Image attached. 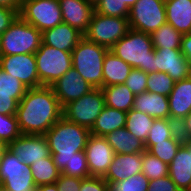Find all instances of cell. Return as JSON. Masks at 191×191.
<instances>
[{"instance_id":"obj_1","label":"cell","mask_w":191,"mask_h":191,"mask_svg":"<svg viewBox=\"0 0 191 191\" xmlns=\"http://www.w3.org/2000/svg\"><path fill=\"white\" fill-rule=\"evenodd\" d=\"M62 116L63 108L51 86L27 89L16 111L21 134L44 135Z\"/></svg>"},{"instance_id":"obj_2","label":"cell","mask_w":191,"mask_h":191,"mask_svg":"<svg viewBox=\"0 0 191 191\" xmlns=\"http://www.w3.org/2000/svg\"><path fill=\"white\" fill-rule=\"evenodd\" d=\"M53 161L60 172L84 151L90 130L66 120L63 116L44 134Z\"/></svg>"},{"instance_id":"obj_3","label":"cell","mask_w":191,"mask_h":191,"mask_svg":"<svg viewBox=\"0 0 191 191\" xmlns=\"http://www.w3.org/2000/svg\"><path fill=\"white\" fill-rule=\"evenodd\" d=\"M110 51L132 68L148 74L155 72V49L150 34L130 29Z\"/></svg>"},{"instance_id":"obj_4","label":"cell","mask_w":191,"mask_h":191,"mask_svg":"<svg viewBox=\"0 0 191 191\" xmlns=\"http://www.w3.org/2000/svg\"><path fill=\"white\" fill-rule=\"evenodd\" d=\"M109 50L83 37L71 52L72 67L93 88L103 87V61Z\"/></svg>"},{"instance_id":"obj_5","label":"cell","mask_w":191,"mask_h":191,"mask_svg":"<svg viewBox=\"0 0 191 191\" xmlns=\"http://www.w3.org/2000/svg\"><path fill=\"white\" fill-rule=\"evenodd\" d=\"M0 38L1 56L34 54L42 44V32L19 16Z\"/></svg>"},{"instance_id":"obj_6","label":"cell","mask_w":191,"mask_h":191,"mask_svg":"<svg viewBox=\"0 0 191 191\" xmlns=\"http://www.w3.org/2000/svg\"><path fill=\"white\" fill-rule=\"evenodd\" d=\"M41 86H51L72 67L71 52L41 44L34 53Z\"/></svg>"},{"instance_id":"obj_7","label":"cell","mask_w":191,"mask_h":191,"mask_svg":"<svg viewBox=\"0 0 191 191\" xmlns=\"http://www.w3.org/2000/svg\"><path fill=\"white\" fill-rule=\"evenodd\" d=\"M129 30L128 18L105 16L94 11L84 37L91 42L110 49Z\"/></svg>"},{"instance_id":"obj_8","label":"cell","mask_w":191,"mask_h":191,"mask_svg":"<svg viewBox=\"0 0 191 191\" xmlns=\"http://www.w3.org/2000/svg\"><path fill=\"white\" fill-rule=\"evenodd\" d=\"M0 185L8 191H35L30 165L25 164L8 148L0 159Z\"/></svg>"},{"instance_id":"obj_9","label":"cell","mask_w":191,"mask_h":191,"mask_svg":"<svg viewBox=\"0 0 191 191\" xmlns=\"http://www.w3.org/2000/svg\"><path fill=\"white\" fill-rule=\"evenodd\" d=\"M105 106L102 89L94 88L63 107V117L89 130Z\"/></svg>"},{"instance_id":"obj_10","label":"cell","mask_w":191,"mask_h":191,"mask_svg":"<svg viewBox=\"0 0 191 191\" xmlns=\"http://www.w3.org/2000/svg\"><path fill=\"white\" fill-rule=\"evenodd\" d=\"M18 15L40 32L63 23L59 0H23Z\"/></svg>"},{"instance_id":"obj_11","label":"cell","mask_w":191,"mask_h":191,"mask_svg":"<svg viewBox=\"0 0 191 191\" xmlns=\"http://www.w3.org/2000/svg\"><path fill=\"white\" fill-rule=\"evenodd\" d=\"M130 29L152 34L167 23L165 0H138L129 10Z\"/></svg>"},{"instance_id":"obj_12","label":"cell","mask_w":191,"mask_h":191,"mask_svg":"<svg viewBox=\"0 0 191 191\" xmlns=\"http://www.w3.org/2000/svg\"><path fill=\"white\" fill-rule=\"evenodd\" d=\"M0 68L20 80L28 89L41 86L34 54L0 56Z\"/></svg>"},{"instance_id":"obj_13","label":"cell","mask_w":191,"mask_h":191,"mask_svg":"<svg viewBox=\"0 0 191 191\" xmlns=\"http://www.w3.org/2000/svg\"><path fill=\"white\" fill-rule=\"evenodd\" d=\"M86 159L91 177H104L115 152L105 137L90 134L85 147Z\"/></svg>"},{"instance_id":"obj_14","label":"cell","mask_w":191,"mask_h":191,"mask_svg":"<svg viewBox=\"0 0 191 191\" xmlns=\"http://www.w3.org/2000/svg\"><path fill=\"white\" fill-rule=\"evenodd\" d=\"M8 149L27 165L51 155L44 135L21 134L8 145Z\"/></svg>"},{"instance_id":"obj_15","label":"cell","mask_w":191,"mask_h":191,"mask_svg":"<svg viewBox=\"0 0 191 191\" xmlns=\"http://www.w3.org/2000/svg\"><path fill=\"white\" fill-rule=\"evenodd\" d=\"M51 87L62 108L94 89L73 67L52 84Z\"/></svg>"},{"instance_id":"obj_16","label":"cell","mask_w":191,"mask_h":191,"mask_svg":"<svg viewBox=\"0 0 191 191\" xmlns=\"http://www.w3.org/2000/svg\"><path fill=\"white\" fill-rule=\"evenodd\" d=\"M155 72L167 73L174 81L191 77V65L180 49H155Z\"/></svg>"},{"instance_id":"obj_17","label":"cell","mask_w":191,"mask_h":191,"mask_svg":"<svg viewBox=\"0 0 191 191\" xmlns=\"http://www.w3.org/2000/svg\"><path fill=\"white\" fill-rule=\"evenodd\" d=\"M63 23L85 33L89 27L94 7L87 0H59Z\"/></svg>"},{"instance_id":"obj_18","label":"cell","mask_w":191,"mask_h":191,"mask_svg":"<svg viewBox=\"0 0 191 191\" xmlns=\"http://www.w3.org/2000/svg\"><path fill=\"white\" fill-rule=\"evenodd\" d=\"M84 37L78 29L61 23L42 32V43L62 51L72 52Z\"/></svg>"},{"instance_id":"obj_19","label":"cell","mask_w":191,"mask_h":191,"mask_svg":"<svg viewBox=\"0 0 191 191\" xmlns=\"http://www.w3.org/2000/svg\"><path fill=\"white\" fill-rule=\"evenodd\" d=\"M142 172V153L115 154L103 179L118 182Z\"/></svg>"},{"instance_id":"obj_20","label":"cell","mask_w":191,"mask_h":191,"mask_svg":"<svg viewBox=\"0 0 191 191\" xmlns=\"http://www.w3.org/2000/svg\"><path fill=\"white\" fill-rule=\"evenodd\" d=\"M168 102L170 119L179 124L191 113V77L175 81Z\"/></svg>"},{"instance_id":"obj_21","label":"cell","mask_w":191,"mask_h":191,"mask_svg":"<svg viewBox=\"0 0 191 191\" xmlns=\"http://www.w3.org/2000/svg\"><path fill=\"white\" fill-rule=\"evenodd\" d=\"M169 177L181 191H191V150L183 143L169 164Z\"/></svg>"},{"instance_id":"obj_22","label":"cell","mask_w":191,"mask_h":191,"mask_svg":"<svg viewBox=\"0 0 191 191\" xmlns=\"http://www.w3.org/2000/svg\"><path fill=\"white\" fill-rule=\"evenodd\" d=\"M133 109L148 114L154 119H170L168 97L144 92L134 96Z\"/></svg>"},{"instance_id":"obj_23","label":"cell","mask_w":191,"mask_h":191,"mask_svg":"<svg viewBox=\"0 0 191 191\" xmlns=\"http://www.w3.org/2000/svg\"><path fill=\"white\" fill-rule=\"evenodd\" d=\"M167 23L178 32L191 33V0H165Z\"/></svg>"},{"instance_id":"obj_24","label":"cell","mask_w":191,"mask_h":191,"mask_svg":"<svg viewBox=\"0 0 191 191\" xmlns=\"http://www.w3.org/2000/svg\"><path fill=\"white\" fill-rule=\"evenodd\" d=\"M115 154L143 153L144 142L136 138L125 128H119L104 136Z\"/></svg>"},{"instance_id":"obj_25","label":"cell","mask_w":191,"mask_h":191,"mask_svg":"<svg viewBox=\"0 0 191 191\" xmlns=\"http://www.w3.org/2000/svg\"><path fill=\"white\" fill-rule=\"evenodd\" d=\"M126 116L127 112L105 105L91 128L90 134L104 137L112 131L125 127Z\"/></svg>"},{"instance_id":"obj_26","label":"cell","mask_w":191,"mask_h":191,"mask_svg":"<svg viewBox=\"0 0 191 191\" xmlns=\"http://www.w3.org/2000/svg\"><path fill=\"white\" fill-rule=\"evenodd\" d=\"M132 67L110 50L103 61V87L125 83Z\"/></svg>"},{"instance_id":"obj_27","label":"cell","mask_w":191,"mask_h":191,"mask_svg":"<svg viewBox=\"0 0 191 191\" xmlns=\"http://www.w3.org/2000/svg\"><path fill=\"white\" fill-rule=\"evenodd\" d=\"M105 105L114 109L129 112L134 103V94L123 83L102 87Z\"/></svg>"},{"instance_id":"obj_28","label":"cell","mask_w":191,"mask_h":191,"mask_svg":"<svg viewBox=\"0 0 191 191\" xmlns=\"http://www.w3.org/2000/svg\"><path fill=\"white\" fill-rule=\"evenodd\" d=\"M154 118L141 111L131 109L127 112L125 128L142 142H146Z\"/></svg>"},{"instance_id":"obj_29","label":"cell","mask_w":191,"mask_h":191,"mask_svg":"<svg viewBox=\"0 0 191 191\" xmlns=\"http://www.w3.org/2000/svg\"><path fill=\"white\" fill-rule=\"evenodd\" d=\"M30 168L36 187L46 184H54L61 173L56 167L51 155L42 158L38 162H34L30 165Z\"/></svg>"},{"instance_id":"obj_30","label":"cell","mask_w":191,"mask_h":191,"mask_svg":"<svg viewBox=\"0 0 191 191\" xmlns=\"http://www.w3.org/2000/svg\"><path fill=\"white\" fill-rule=\"evenodd\" d=\"M154 49H180L182 34L172 25H161L151 35Z\"/></svg>"},{"instance_id":"obj_31","label":"cell","mask_w":191,"mask_h":191,"mask_svg":"<svg viewBox=\"0 0 191 191\" xmlns=\"http://www.w3.org/2000/svg\"><path fill=\"white\" fill-rule=\"evenodd\" d=\"M179 132L178 123L171 119H155L144 143L145 150L157 142L173 138Z\"/></svg>"},{"instance_id":"obj_32","label":"cell","mask_w":191,"mask_h":191,"mask_svg":"<svg viewBox=\"0 0 191 191\" xmlns=\"http://www.w3.org/2000/svg\"><path fill=\"white\" fill-rule=\"evenodd\" d=\"M183 143L184 139L178 132L173 138L157 142V144L150 146L146 151L169 165Z\"/></svg>"},{"instance_id":"obj_33","label":"cell","mask_w":191,"mask_h":191,"mask_svg":"<svg viewBox=\"0 0 191 191\" xmlns=\"http://www.w3.org/2000/svg\"><path fill=\"white\" fill-rule=\"evenodd\" d=\"M169 165L146 150L142 153V173L150 180L169 175Z\"/></svg>"},{"instance_id":"obj_34","label":"cell","mask_w":191,"mask_h":191,"mask_svg":"<svg viewBox=\"0 0 191 191\" xmlns=\"http://www.w3.org/2000/svg\"><path fill=\"white\" fill-rule=\"evenodd\" d=\"M175 81L163 72H154L148 74L147 92L169 96L174 87Z\"/></svg>"},{"instance_id":"obj_35","label":"cell","mask_w":191,"mask_h":191,"mask_svg":"<svg viewBox=\"0 0 191 191\" xmlns=\"http://www.w3.org/2000/svg\"><path fill=\"white\" fill-rule=\"evenodd\" d=\"M109 191H147L149 179L141 172L118 182H107Z\"/></svg>"},{"instance_id":"obj_36","label":"cell","mask_w":191,"mask_h":191,"mask_svg":"<svg viewBox=\"0 0 191 191\" xmlns=\"http://www.w3.org/2000/svg\"><path fill=\"white\" fill-rule=\"evenodd\" d=\"M27 89L20 80L0 68V93L12 94V98L19 103Z\"/></svg>"},{"instance_id":"obj_37","label":"cell","mask_w":191,"mask_h":191,"mask_svg":"<svg viewBox=\"0 0 191 191\" xmlns=\"http://www.w3.org/2000/svg\"><path fill=\"white\" fill-rule=\"evenodd\" d=\"M20 135L16 115L0 114V140L8 146Z\"/></svg>"},{"instance_id":"obj_38","label":"cell","mask_w":191,"mask_h":191,"mask_svg":"<svg viewBox=\"0 0 191 191\" xmlns=\"http://www.w3.org/2000/svg\"><path fill=\"white\" fill-rule=\"evenodd\" d=\"M94 9L98 14L120 18H128L130 10V8L120 0H101Z\"/></svg>"},{"instance_id":"obj_39","label":"cell","mask_w":191,"mask_h":191,"mask_svg":"<svg viewBox=\"0 0 191 191\" xmlns=\"http://www.w3.org/2000/svg\"><path fill=\"white\" fill-rule=\"evenodd\" d=\"M61 173L70 177H78L81 179L91 177L85 151L78 152V157H75L71 161L70 166H66Z\"/></svg>"},{"instance_id":"obj_40","label":"cell","mask_w":191,"mask_h":191,"mask_svg":"<svg viewBox=\"0 0 191 191\" xmlns=\"http://www.w3.org/2000/svg\"><path fill=\"white\" fill-rule=\"evenodd\" d=\"M147 78L148 73L137 68H132L124 84L134 95H139L147 92Z\"/></svg>"},{"instance_id":"obj_41","label":"cell","mask_w":191,"mask_h":191,"mask_svg":"<svg viewBox=\"0 0 191 191\" xmlns=\"http://www.w3.org/2000/svg\"><path fill=\"white\" fill-rule=\"evenodd\" d=\"M147 191H181L175 182L168 176L150 180Z\"/></svg>"},{"instance_id":"obj_42","label":"cell","mask_w":191,"mask_h":191,"mask_svg":"<svg viewBox=\"0 0 191 191\" xmlns=\"http://www.w3.org/2000/svg\"><path fill=\"white\" fill-rule=\"evenodd\" d=\"M78 177H70L60 173L58 180L55 182L58 191H80L81 181Z\"/></svg>"},{"instance_id":"obj_43","label":"cell","mask_w":191,"mask_h":191,"mask_svg":"<svg viewBox=\"0 0 191 191\" xmlns=\"http://www.w3.org/2000/svg\"><path fill=\"white\" fill-rule=\"evenodd\" d=\"M80 191H109V186L102 177H89L81 181Z\"/></svg>"},{"instance_id":"obj_44","label":"cell","mask_w":191,"mask_h":191,"mask_svg":"<svg viewBox=\"0 0 191 191\" xmlns=\"http://www.w3.org/2000/svg\"><path fill=\"white\" fill-rule=\"evenodd\" d=\"M19 9H10L0 6V36L10 27L19 16Z\"/></svg>"},{"instance_id":"obj_45","label":"cell","mask_w":191,"mask_h":191,"mask_svg":"<svg viewBox=\"0 0 191 191\" xmlns=\"http://www.w3.org/2000/svg\"><path fill=\"white\" fill-rule=\"evenodd\" d=\"M18 102L12 98V94L0 93V114L16 115Z\"/></svg>"},{"instance_id":"obj_46","label":"cell","mask_w":191,"mask_h":191,"mask_svg":"<svg viewBox=\"0 0 191 191\" xmlns=\"http://www.w3.org/2000/svg\"><path fill=\"white\" fill-rule=\"evenodd\" d=\"M178 129L184 141L191 142V113L178 124Z\"/></svg>"},{"instance_id":"obj_47","label":"cell","mask_w":191,"mask_h":191,"mask_svg":"<svg viewBox=\"0 0 191 191\" xmlns=\"http://www.w3.org/2000/svg\"><path fill=\"white\" fill-rule=\"evenodd\" d=\"M180 50L191 65V34L182 35Z\"/></svg>"},{"instance_id":"obj_48","label":"cell","mask_w":191,"mask_h":191,"mask_svg":"<svg viewBox=\"0 0 191 191\" xmlns=\"http://www.w3.org/2000/svg\"><path fill=\"white\" fill-rule=\"evenodd\" d=\"M23 0H0V6L10 9H20Z\"/></svg>"},{"instance_id":"obj_49","label":"cell","mask_w":191,"mask_h":191,"mask_svg":"<svg viewBox=\"0 0 191 191\" xmlns=\"http://www.w3.org/2000/svg\"><path fill=\"white\" fill-rule=\"evenodd\" d=\"M35 191H58L56 183L37 186Z\"/></svg>"},{"instance_id":"obj_50","label":"cell","mask_w":191,"mask_h":191,"mask_svg":"<svg viewBox=\"0 0 191 191\" xmlns=\"http://www.w3.org/2000/svg\"><path fill=\"white\" fill-rule=\"evenodd\" d=\"M7 148L8 146L3 141L0 140V159Z\"/></svg>"},{"instance_id":"obj_51","label":"cell","mask_w":191,"mask_h":191,"mask_svg":"<svg viewBox=\"0 0 191 191\" xmlns=\"http://www.w3.org/2000/svg\"><path fill=\"white\" fill-rule=\"evenodd\" d=\"M122 3H125L129 8H131L138 0H120Z\"/></svg>"},{"instance_id":"obj_52","label":"cell","mask_w":191,"mask_h":191,"mask_svg":"<svg viewBox=\"0 0 191 191\" xmlns=\"http://www.w3.org/2000/svg\"><path fill=\"white\" fill-rule=\"evenodd\" d=\"M93 7H95L101 0H87Z\"/></svg>"},{"instance_id":"obj_53","label":"cell","mask_w":191,"mask_h":191,"mask_svg":"<svg viewBox=\"0 0 191 191\" xmlns=\"http://www.w3.org/2000/svg\"><path fill=\"white\" fill-rule=\"evenodd\" d=\"M184 144L191 150V142L184 141Z\"/></svg>"},{"instance_id":"obj_54","label":"cell","mask_w":191,"mask_h":191,"mask_svg":"<svg viewBox=\"0 0 191 191\" xmlns=\"http://www.w3.org/2000/svg\"><path fill=\"white\" fill-rule=\"evenodd\" d=\"M0 191H8L5 187H3L2 185H0Z\"/></svg>"},{"instance_id":"obj_55","label":"cell","mask_w":191,"mask_h":191,"mask_svg":"<svg viewBox=\"0 0 191 191\" xmlns=\"http://www.w3.org/2000/svg\"><path fill=\"white\" fill-rule=\"evenodd\" d=\"M0 56H1V38H0Z\"/></svg>"}]
</instances>
